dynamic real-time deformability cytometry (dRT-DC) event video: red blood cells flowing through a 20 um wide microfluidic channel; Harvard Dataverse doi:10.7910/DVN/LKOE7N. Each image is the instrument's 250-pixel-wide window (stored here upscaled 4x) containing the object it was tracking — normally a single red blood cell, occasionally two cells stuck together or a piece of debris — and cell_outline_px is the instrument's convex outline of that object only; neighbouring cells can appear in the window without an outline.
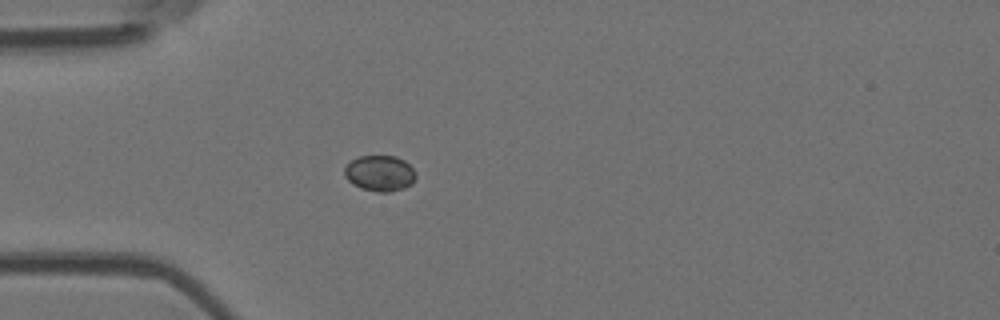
{"species": "Egyptian fruit bat (a non-hibernating species)", "species_latin": "Rousettus aegyptiacus", "temperature_condition": "room temperature", "stored_images_in_passage": 5, "camera_frame_rate_fps": 3000, "um_per_image_px": 0.085, "animal": {"sex": "female"}, "frame": {"image": 1, "passage_image": 5, "time_ms": 1.333, "image_size_px": [1000, 320], "cell_outline_px": [[416, 176], [412, 184], [404, 188], [392, 192], [376, 192], [360, 188], [352, 184], [344, 176], [344, 168], [352, 160], [360, 156], [396, 156], [404, 160], [416, 172]], "centroid_in_image_um": [32.29, 14.74], "position_along_channel_um": 52.7, "area_um2": 15.03}}